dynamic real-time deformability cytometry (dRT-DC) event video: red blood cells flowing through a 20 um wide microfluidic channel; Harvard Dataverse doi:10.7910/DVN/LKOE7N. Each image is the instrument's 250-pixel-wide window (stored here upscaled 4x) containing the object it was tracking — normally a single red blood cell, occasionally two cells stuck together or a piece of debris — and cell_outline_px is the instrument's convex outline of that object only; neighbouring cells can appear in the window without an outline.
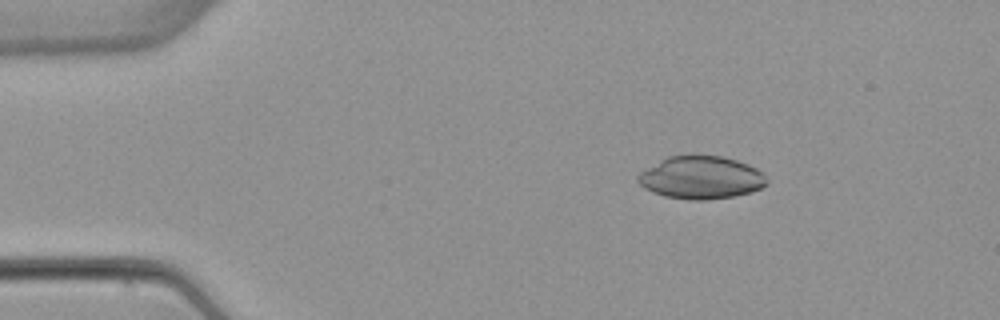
{"species": "common noctule bat (a hibernating species)", "species_latin": "Nyctalus noctula", "temperature_condition": "warm", "stored_images_in_passage": 4, "camera_frame_rate_fps": 3000, "um_per_image_px": 0.085, "animal": {"sex": "female", "body_mass_g": 22.7, "forearm_length_mm": 54.2}, "frame": {"image": 1, "passage_image": 2, "time_ms": 1.333, "image_size_px": [1000, 320], "cell_outline_px": [[768, 184], [752, 192], [732, 196], [704, 200], [688, 200], [664, 196], [652, 192], [644, 188], [636, 180], [636, 176], [640, 172], [660, 160], [668, 156], [688, 152], [696, 152], [720, 156], [736, 160], [748, 164], [756, 168], [768, 180]], "centroid_in_image_um": [59.55, 15.05], "position_along_channel_um": 25.4, "area_um2": 32.83}}